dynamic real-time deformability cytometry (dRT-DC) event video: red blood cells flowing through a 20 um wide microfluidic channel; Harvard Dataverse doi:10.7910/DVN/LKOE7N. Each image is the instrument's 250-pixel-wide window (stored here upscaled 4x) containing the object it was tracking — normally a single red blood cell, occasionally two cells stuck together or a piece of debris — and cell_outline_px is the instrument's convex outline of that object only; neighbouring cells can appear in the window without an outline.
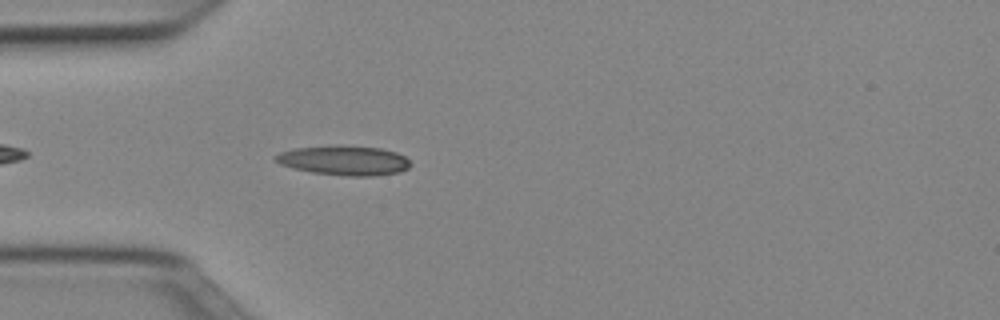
{"species": "Egyptian fruit bat (a non-hibernating species)", "species_latin": "Rousettus aegyptiacus", "temperature_condition": "cold", "stored_images_in_passage": 10, "camera_frame_rate_fps": 3000, "um_per_image_px": 0.085, "animal": {"sex": "female"}, "frame": {"image": 1, "passage_image": 4, "time_ms": 1.0, "image_size_px": [1000, 320], "cell_outline_px": [[412, 164], [408, 168], [400, 172], [372, 176], [344, 176], [312, 172], [280, 164], [272, 156], [280, 152], [292, 148], [336, 144], [340, 144], [380, 148], [396, 152], [404, 156]], "centroid_in_image_um": [29.24, 13.61], "position_along_channel_um": 55.8, "area_um2": 23.58}}
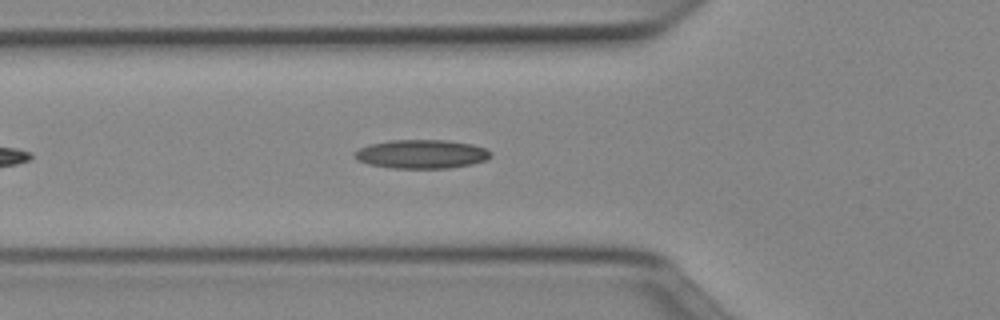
{"frame": {"image": 2, "passage_image": 7, "time_ms": 2.0, "image_size_px": [1000, 320], "cell_outline_px": [[492, 156], [488, 160], [472, 164], [448, 168], [392, 168], [368, 164], [360, 160], [356, 156], [356, 152], [360, 148], [368, 144], [392, 140], [448, 140], [472, 144], [484, 148], [492, 152]], "centroid_in_image_um": [35.9, 13.09], "position_along_channel_um": 89.9, "area_um2": 22.77}}